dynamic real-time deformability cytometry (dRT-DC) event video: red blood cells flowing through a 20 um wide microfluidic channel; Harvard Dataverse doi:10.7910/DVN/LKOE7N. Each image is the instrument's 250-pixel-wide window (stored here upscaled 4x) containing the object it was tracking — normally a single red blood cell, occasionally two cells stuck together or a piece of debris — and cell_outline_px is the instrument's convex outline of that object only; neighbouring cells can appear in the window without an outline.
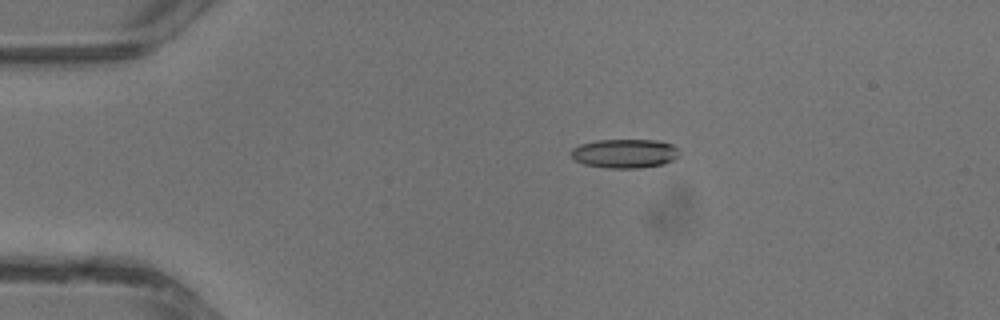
{"species": "common noctule bat (a hibernating species)", "species_latin": "Nyctalus noctula", "temperature_condition": "warm", "stored_images_in_passage": 31, "camera_frame_rate_fps": 3000, "um_per_image_px": 0.085, "animal": {"sex": "male", "body_mass_g": 13.3}, "frame": {"image": 1, "passage_image": 1, "time_ms": 0.0, "image_size_px": [1000, 320], "cell_outline_px": [[680, 156], [664, 164], [640, 168], [608, 168], [584, 164], [576, 160], [572, 156], [572, 148], [580, 144], [596, 140], [656, 140], [672, 144], [680, 152]], "centroid_in_image_um": [53.13, 13.04], "position_along_channel_um": 31.9, "area_um2": 18.32}}
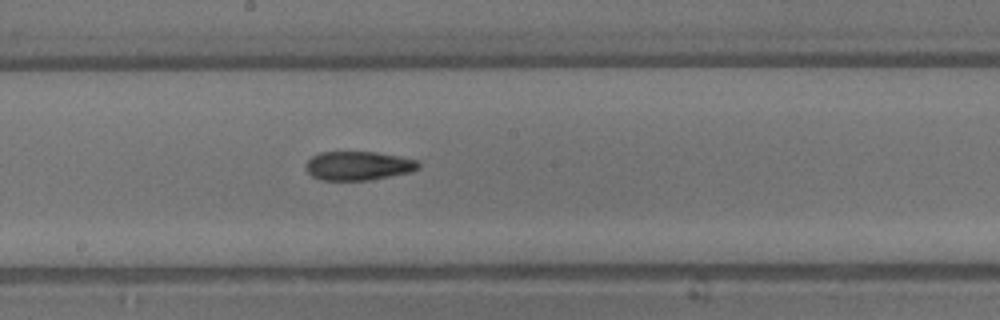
{"frame": {"image": 2, "passage_image": 14, "time_ms": 4.333, "image_size_px": [1000, 320], "cell_outline_px": [[420, 168], [412, 172], [368, 180], [320, 180], [312, 176], [304, 168], [308, 160], [312, 156], [320, 152], [376, 152], [400, 156], [416, 160], [420, 164]], "centroid_in_image_um": [30.46, 14.09], "position_along_channel_um": 217.7, "area_um2": 19.07}}
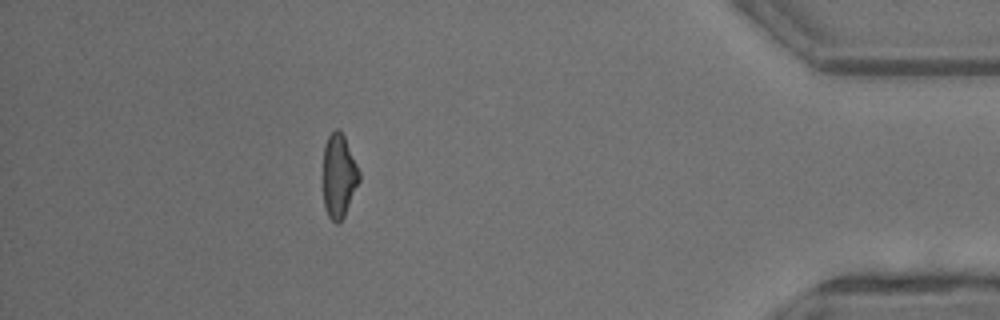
{"frame": {"image": 3, "passage_image": 27, "time_ms": 8.667, "image_size_px": [1000, 320], "cell_outline_px": [[360, 180], [344, 216], [336, 224], [328, 216], [324, 204], [324, 144], [328, 136], [336, 128], [340, 128], [344, 136], [360, 172]], "centroid_in_image_um": [28.81, 14.92], "position_along_channel_um": 406.4, "area_um2": 17.4}}